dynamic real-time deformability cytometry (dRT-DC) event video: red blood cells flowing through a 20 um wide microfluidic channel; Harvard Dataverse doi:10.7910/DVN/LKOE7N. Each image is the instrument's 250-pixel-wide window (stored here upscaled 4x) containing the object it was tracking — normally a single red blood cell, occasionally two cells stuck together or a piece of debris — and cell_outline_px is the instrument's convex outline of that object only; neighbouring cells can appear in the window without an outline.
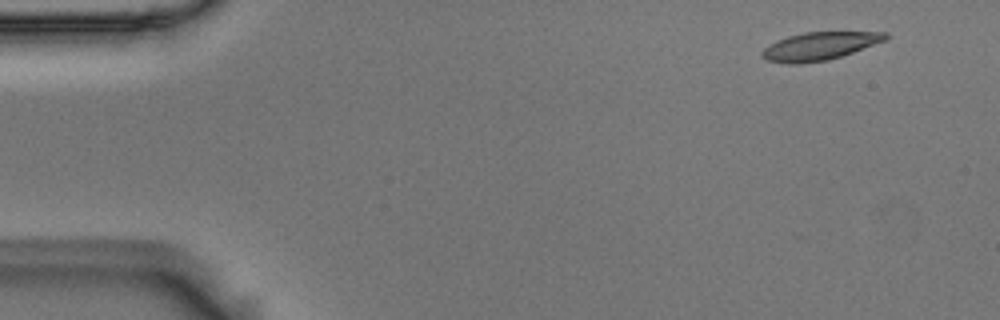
{"species": "Egyptian fruit bat (a non-hibernating species)", "species_latin": "Rousettus aegyptiacus", "temperature_condition": "room temperature", "stored_images_in_passage": 4, "camera_frame_rate_fps": 3000, "um_per_image_px": 0.085, "animal": {"sex": "male"}, "frame": {"image": 1, "passage_image": 1, "time_ms": 0.0, "image_size_px": [1000, 320], "cell_outline_px": [[888, 40], [828, 60], [800, 64], [788, 64], [768, 60], [764, 56], [764, 48], [776, 40], [788, 36], [804, 32], [888, 32]], "centroid_in_image_um": [69.7, 3.91], "position_along_channel_um": 15.3, "area_um2": 19.94}}
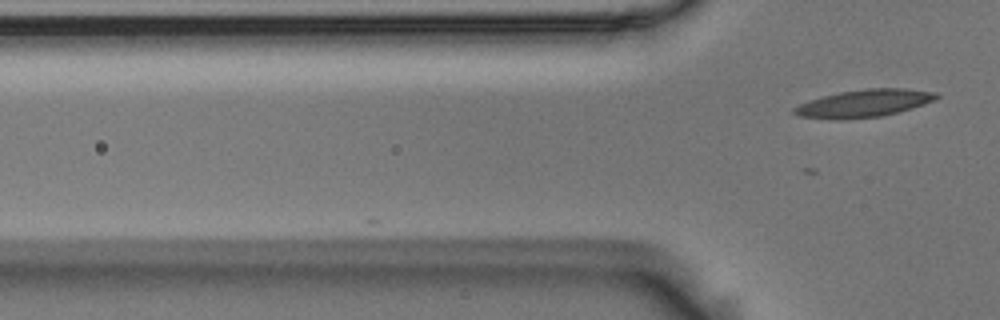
{"frame": {"image": 2, "passage_image": 4, "time_ms": 1.0, "image_size_px": [1000, 320], "cell_outline_px": [[940, 96], [936, 100], [912, 108], [880, 116], [840, 120], [832, 120], [800, 116], [792, 112], [792, 108], [800, 104], [824, 96], [840, 92], [868, 88], [904, 88], [936, 92]], "centroid_in_image_um": [73.46, 8.78], "position_along_channel_um": 52.3, "area_um2": 22.72}}